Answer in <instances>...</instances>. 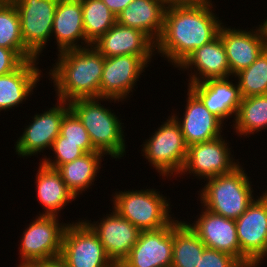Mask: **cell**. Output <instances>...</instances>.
Listing matches in <instances>:
<instances>
[{
  "instance_id": "cell-33",
  "label": "cell",
  "mask_w": 267,
  "mask_h": 267,
  "mask_svg": "<svg viewBox=\"0 0 267 267\" xmlns=\"http://www.w3.org/2000/svg\"><path fill=\"white\" fill-rule=\"evenodd\" d=\"M54 142L92 143L81 120L71 109L64 115L60 134Z\"/></svg>"
},
{
  "instance_id": "cell-12",
  "label": "cell",
  "mask_w": 267,
  "mask_h": 267,
  "mask_svg": "<svg viewBox=\"0 0 267 267\" xmlns=\"http://www.w3.org/2000/svg\"><path fill=\"white\" fill-rule=\"evenodd\" d=\"M153 56L123 55L105 58L100 83V97L125 101L130 98L140 75ZM130 95V96H129Z\"/></svg>"
},
{
  "instance_id": "cell-5",
  "label": "cell",
  "mask_w": 267,
  "mask_h": 267,
  "mask_svg": "<svg viewBox=\"0 0 267 267\" xmlns=\"http://www.w3.org/2000/svg\"><path fill=\"white\" fill-rule=\"evenodd\" d=\"M157 189L116 191L112 194V208L132 225L143 230H156L168 226L171 217L170 198ZM170 213V214H169Z\"/></svg>"
},
{
  "instance_id": "cell-19",
  "label": "cell",
  "mask_w": 267,
  "mask_h": 267,
  "mask_svg": "<svg viewBox=\"0 0 267 267\" xmlns=\"http://www.w3.org/2000/svg\"><path fill=\"white\" fill-rule=\"evenodd\" d=\"M228 78L208 79L187 87L201 100L205 107L223 123L234 117L241 103L238 83ZM231 80V81H230Z\"/></svg>"
},
{
  "instance_id": "cell-17",
  "label": "cell",
  "mask_w": 267,
  "mask_h": 267,
  "mask_svg": "<svg viewBox=\"0 0 267 267\" xmlns=\"http://www.w3.org/2000/svg\"><path fill=\"white\" fill-rule=\"evenodd\" d=\"M186 95L188 97L183 116L171 113L181 127L186 145L189 147L221 137L225 123L212 114L189 88Z\"/></svg>"
},
{
  "instance_id": "cell-24",
  "label": "cell",
  "mask_w": 267,
  "mask_h": 267,
  "mask_svg": "<svg viewBox=\"0 0 267 267\" xmlns=\"http://www.w3.org/2000/svg\"><path fill=\"white\" fill-rule=\"evenodd\" d=\"M166 7L163 0H134L117 16V23L144 32L156 43L163 30Z\"/></svg>"
},
{
  "instance_id": "cell-27",
  "label": "cell",
  "mask_w": 267,
  "mask_h": 267,
  "mask_svg": "<svg viewBox=\"0 0 267 267\" xmlns=\"http://www.w3.org/2000/svg\"><path fill=\"white\" fill-rule=\"evenodd\" d=\"M233 129L234 134L246 138L267 129V94L241 99Z\"/></svg>"
},
{
  "instance_id": "cell-34",
  "label": "cell",
  "mask_w": 267,
  "mask_h": 267,
  "mask_svg": "<svg viewBox=\"0 0 267 267\" xmlns=\"http://www.w3.org/2000/svg\"><path fill=\"white\" fill-rule=\"evenodd\" d=\"M198 267H244L235 257L222 251L206 247Z\"/></svg>"
},
{
  "instance_id": "cell-16",
  "label": "cell",
  "mask_w": 267,
  "mask_h": 267,
  "mask_svg": "<svg viewBox=\"0 0 267 267\" xmlns=\"http://www.w3.org/2000/svg\"><path fill=\"white\" fill-rule=\"evenodd\" d=\"M111 210L112 212L106 214V217L103 216L101 220L92 223L91 219H84V221L98 235L107 255L119 267L129 256L131 249L139 239L141 230L119 215L113 208Z\"/></svg>"
},
{
  "instance_id": "cell-1",
  "label": "cell",
  "mask_w": 267,
  "mask_h": 267,
  "mask_svg": "<svg viewBox=\"0 0 267 267\" xmlns=\"http://www.w3.org/2000/svg\"><path fill=\"white\" fill-rule=\"evenodd\" d=\"M214 7L212 0L167 5L155 54L178 68L194 50L215 39L225 23Z\"/></svg>"
},
{
  "instance_id": "cell-39",
  "label": "cell",
  "mask_w": 267,
  "mask_h": 267,
  "mask_svg": "<svg viewBox=\"0 0 267 267\" xmlns=\"http://www.w3.org/2000/svg\"><path fill=\"white\" fill-rule=\"evenodd\" d=\"M265 257H267V246H266L265 254L253 265V267H260L259 265L263 263L262 261L266 259Z\"/></svg>"
},
{
  "instance_id": "cell-9",
  "label": "cell",
  "mask_w": 267,
  "mask_h": 267,
  "mask_svg": "<svg viewBox=\"0 0 267 267\" xmlns=\"http://www.w3.org/2000/svg\"><path fill=\"white\" fill-rule=\"evenodd\" d=\"M256 196L247 210L235 220L240 245V263L253 265L265 254L267 246V191Z\"/></svg>"
},
{
  "instance_id": "cell-2",
  "label": "cell",
  "mask_w": 267,
  "mask_h": 267,
  "mask_svg": "<svg viewBox=\"0 0 267 267\" xmlns=\"http://www.w3.org/2000/svg\"><path fill=\"white\" fill-rule=\"evenodd\" d=\"M47 72L56 99L70 102L79 98H99L105 58L92 46L65 50L57 54Z\"/></svg>"
},
{
  "instance_id": "cell-26",
  "label": "cell",
  "mask_w": 267,
  "mask_h": 267,
  "mask_svg": "<svg viewBox=\"0 0 267 267\" xmlns=\"http://www.w3.org/2000/svg\"><path fill=\"white\" fill-rule=\"evenodd\" d=\"M105 155L94 151L85 153L70 163L60 165L56 170L60 173L67 188L77 198L82 192L92 188L97 174L100 172L101 163ZM103 159V160H102Z\"/></svg>"
},
{
  "instance_id": "cell-18",
  "label": "cell",
  "mask_w": 267,
  "mask_h": 267,
  "mask_svg": "<svg viewBox=\"0 0 267 267\" xmlns=\"http://www.w3.org/2000/svg\"><path fill=\"white\" fill-rule=\"evenodd\" d=\"M199 215L192 224L186 223L205 246L230 254L240 262L235 220L214 214L206 208H202Z\"/></svg>"
},
{
  "instance_id": "cell-41",
  "label": "cell",
  "mask_w": 267,
  "mask_h": 267,
  "mask_svg": "<svg viewBox=\"0 0 267 267\" xmlns=\"http://www.w3.org/2000/svg\"><path fill=\"white\" fill-rule=\"evenodd\" d=\"M263 22H264V24L266 26V29H267V17H266V19Z\"/></svg>"
},
{
  "instance_id": "cell-28",
  "label": "cell",
  "mask_w": 267,
  "mask_h": 267,
  "mask_svg": "<svg viewBox=\"0 0 267 267\" xmlns=\"http://www.w3.org/2000/svg\"><path fill=\"white\" fill-rule=\"evenodd\" d=\"M205 244L185 222L173 228L172 267H198Z\"/></svg>"
},
{
  "instance_id": "cell-3",
  "label": "cell",
  "mask_w": 267,
  "mask_h": 267,
  "mask_svg": "<svg viewBox=\"0 0 267 267\" xmlns=\"http://www.w3.org/2000/svg\"><path fill=\"white\" fill-rule=\"evenodd\" d=\"M101 101L122 102L113 98H79L69 105L87 130L95 150L112 159H121L126 154L124 123Z\"/></svg>"
},
{
  "instance_id": "cell-35",
  "label": "cell",
  "mask_w": 267,
  "mask_h": 267,
  "mask_svg": "<svg viewBox=\"0 0 267 267\" xmlns=\"http://www.w3.org/2000/svg\"><path fill=\"white\" fill-rule=\"evenodd\" d=\"M23 62L13 50L0 47V76L13 72Z\"/></svg>"
},
{
  "instance_id": "cell-15",
  "label": "cell",
  "mask_w": 267,
  "mask_h": 267,
  "mask_svg": "<svg viewBox=\"0 0 267 267\" xmlns=\"http://www.w3.org/2000/svg\"><path fill=\"white\" fill-rule=\"evenodd\" d=\"M176 219L163 228L141 231L129 256L119 267H171L173 228L180 222Z\"/></svg>"
},
{
  "instance_id": "cell-21",
  "label": "cell",
  "mask_w": 267,
  "mask_h": 267,
  "mask_svg": "<svg viewBox=\"0 0 267 267\" xmlns=\"http://www.w3.org/2000/svg\"><path fill=\"white\" fill-rule=\"evenodd\" d=\"M92 46L104 57L155 56V43L142 31L114 24Z\"/></svg>"
},
{
  "instance_id": "cell-38",
  "label": "cell",
  "mask_w": 267,
  "mask_h": 267,
  "mask_svg": "<svg viewBox=\"0 0 267 267\" xmlns=\"http://www.w3.org/2000/svg\"><path fill=\"white\" fill-rule=\"evenodd\" d=\"M167 5L169 4H182V3H196L201 0H163Z\"/></svg>"
},
{
  "instance_id": "cell-11",
  "label": "cell",
  "mask_w": 267,
  "mask_h": 267,
  "mask_svg": "<svg viewBox=\"0 0 267 267\" xmlns=\"http://www.w3.org/2000/svg\"><path fill=\"white\" fill-rule=\"evenodd\" d=\"M21 22L26 49L39 60L50 41L54 14L59 0H12ZM50 38V39H49Z\"/></svg>"
},
{
  "instance_id": "cell-22",
  "label": "cell",
  "mask_w": 267,
  "mask_h": 267,
  "mask_svg": "<svg viewBox=\"0 0 267 267\" xmlns=\"http://www.w3.org/2000/svg\"><path fill=\"white\" fill-rule=\"evenodd\" d=\"M52 36L57 41L58 53L91 45L85 37L81 0H59L54 14Z\"/></svg>"
},
{
  "instance_id": "cell-13",
  "label": "cell",
  "mask_w": 267,
  "mask_h": 267,
  "mask_svg": "<svg viewBox=\"0 0 267 267\" xmlns=\"http://www.w3.org/2000/svg\"><path fill=\"white\" fill-rule=\"evenodd\" d=\"M69 110V102L57 100L47 111L34 114L33 120L24 127L23 134L15 142V154L25 158L50 150L60 134L62 119Z\"/></svg>"
},
{
  "instance_id": "cell-7",
  "label": "cell",
  "mask_w": 267,
  "mask_h": 267,
  "mask_svg": "<svg viewBox=\"0 0 267 267\" xmlns=\"http://www.w3.org/2000/svg\"><path fill=\"white\" fill-rule=\"evenodd\" d=\"M56 215H37L20 238L19 264L46 261L60 257L62 238L67 223Z\"/></svg>"
},
{
  "instance_id": "cell-20",
  "label": "cell",
  "mask_w": 267,
  "mask_h": 267,
  "mask_svg": "<svg viewBox=\"0 0 267 267\" xmlns=\"http://www.w3.org/2000/svg\"><path fill=\"white\" fill-rule=\"evenodd\" d=\"M182 69L187 73L191 71L188 76V84L200 83L208 79L230 77V67L225 47L219 35L209 43L194 50L178 67V70L182 71Z\"/></svg>"
},
{
  "instance_id": "cell-10",
  "label": "cell",
  "mask_w": 267,
  "mask_h": 267,
  "mask_svg": "<svg viewBox=\"0 0 267 267\" xmlns=\"http://www.w3.org/2000/svg\"><path fill=\"white\" fill-rule=\"evenodd\" d=\"M223 135L214 140L192 144L188 147L182 175H193L197 179H209L228 174L240 165L231 153L230 144ZM235 160V161H234Z\"/></svg>"
},
{
  "instance_id": "cell-31",
  "label": "cell",
  "mask_w": 267,
  "mask_h": 267,
  "mask_svg": "<svg viewBox=\"0 0 267 267\" xmlns=\"http://www.w3.org/2000/svg\"><path fill=\"white\" fill-rule=\"evenodd\" d=\"M234 76L242 98L267 94V48L251 66Z\"/></svg>"
},
{
  "instance_id": "cell-25",
  "label": "cell",
  "mask_w": 267,
  "mask_h": 267,
  "mask_svg": "<svg viewBox=\"0 0 267 267\" xmlns=\"http://www.w3.org/2000/svg\"><path fill=\"white\" fill-rule=\"evenodd\" d=\"M36 174L37 201L42 205L44 211L38 215H56L76 200L73 193L67 188L60 173L53 168L39 162Z\"/></svg>"
},
{
  "instance_id": "cell-40",
  "label": "cell",
  "mask_w": 267,
  "mask_h": 267,
  "mask_svg": "<svg viewBox=\"0 0 267 267\" xmlns=\"http://www.w3.org/2000/svg\"><path fill=\"white\" fill-rule=\"evenodd\" d=\"M17 265H16V267H28L27 265H20V264H17Z\"/></svg>"
},
{
  "instance_id": "cell-32",
  "label": "cell",
  "mask_w": 267,
  "mask_h": 267,
  "mask_svg": "<svg viewBox=\"0 0 267 267\" xmlns=\"http://www.w3.org/2000/svg\"><path fill=\"white\" fill-rule=\"evenodd\" d=\"M51 150L54 153L53 159L49 156L47 158L45 154L41 162L45 166L53 169H57L60 165L70 163L85 153L96 151L92 143L72 142H53Z\"/></svg>"
},
{
  "instance_id": "cell-30",
  "label": "cell",
  "mask_w": 267,
  "mask_h": 267,
  "mask_svg": "<svg viewBox=\"0 0 267 267\" xmlns=\"http://www.w3.org/2000/svg\"><path fill=\"white\" fill-rule=\"evenodd\" d=\"M86 40L92 45L117 23V16L102 0H81Z\"/></svg>"
},
{
  "instance_id": "cell-14",
  "label": "cell",
  "mask_w": 267,
  "mask_h": 267,
  "mask_svg": "<svg viewBox=\"0 0 267 267\" xmlns=\"http://www.w3.org/2000/svg\"><path fill=\"white\" fill-rule=\"evenodd\" d=\"M219 37L225 47L230 76L251 66L267 48V29L263 23L248 31L222 25Z\"/></svg>"
},
{
  "instance_id": "cell-23",
  "label": "cell",
  "mask_w": 267,
  "mask_h": 267,
  "mask_svg": "<svg viewBox=\"0 0 267 267\" xmlns=\"http://www.w3.org/2000/svg\"><path fill=\"white\" fill-rule=\"evenodd\" d=\"M38 61L26 60L13 72L0 76V112L17 108L31 97L37 83L44 76L37 66Z\"/></svg>"
},
{
  "instance_id": "cell-29",
  "label": "cell",
  "mask_w": 267,
  "mask_h": 267,
  "mask_svg": "<svg viewBox=\"0 0 267 267\" xmlns=\"http://www.w3.org/2000/svg\"><path fill=\"white\" fill-rule=\"evenodd\" d=\"M0 47L13 50L23 61L36 59L24 45L20 16L13 1L0 0Z\"/></svg>"
},
{
  "instance_id": "cell-6",
  "label": "cell",
  "mask_w": 267,
  "mask_h": 267,
  "mask_svg": "<svg viewBox=\"0 0 267 267\" xmlns=\"http://www.w3.org/2000/svg\"><path fill=\"white\" fill-rule=\"evenodd\" d=\"M162 123L151 137L143 142L141 154L161 177H170L171 180V176L177 178L183 169L188 146L179 123L172 115Z\"/></svg>"
},
{
  "instance_id": "cell-36",
  "label": "cell",
  "mask_w": 267,
  "mask_h": 267,
  "mask_svg": "<svg viewBox=\"0 0 267 267\" xmlns=\"http://www.w3.org/2000/svg\"><path fill=\"white\" fill-rule=\"evenodd\" d=\"M111 12L118 16L134 0H102Z\"/></svg>"
},
{
  "instance_id": "cell-4",
  "label": "cell",
  "mask_w": 267,
  "mask_h": 267,
  "mask_svg": "<svg viewBox=\"0 0 267 267\" xmlns=\"http://www.w3.org/2000/svg\"><path fill=\"white\" fill-rule=\"evenodd\" d=\"M243 169L240 164L228 174L204 180L206 183L198 191L201 206L229 219L239 218L255 199L252 179Z\"/></svg>"
},
{
  "instance_id": "cell-8",
  "label": "cell",
  "mask_w": 267,
  "mask_h": 267,
  "mask_svg": "<svg viewBox=\"0 0 267 267\" xmlns=\"http://www.w3.org/2000/svg\"><path fill=\"white\" fill-rule=\"evenodd\" d=\"M60 258L67 267H117L98 235L80 218L65 227Z\"/></svg>"
},
{
  "instance_id": "cell-37",
  "label": "cell",
  "mask_w": 267,
  "mask_h": 267,
  "mask_svg": "<svg viewBox=\"0 0 267 267\" xmlns=\"http://www.w3.org/2000/svg\"><path fill=\"white\" fill-rule=\"evenodd\" d=\"M28 267H67L66 263L60 258H53L46 261L27 264Z\"/></svg>"
}]
</instances>
